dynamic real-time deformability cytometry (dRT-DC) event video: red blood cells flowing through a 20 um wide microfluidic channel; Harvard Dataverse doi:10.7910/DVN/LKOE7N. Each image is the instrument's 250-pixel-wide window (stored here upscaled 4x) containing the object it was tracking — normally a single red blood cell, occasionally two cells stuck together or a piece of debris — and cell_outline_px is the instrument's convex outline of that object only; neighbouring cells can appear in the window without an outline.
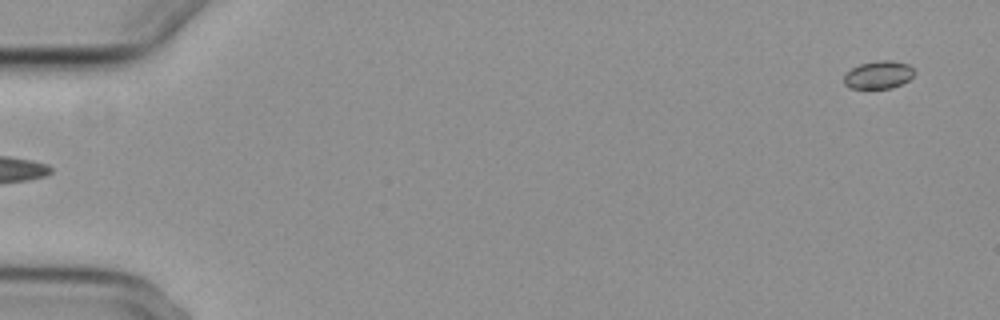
{"species": "common noctule bat (a hibernating species)", "species_latin": "Nyctalus noctula", "temperature_condition": "cold", "stored_images_in_passage": 3, "segment_of_instrument_passage": [2, 2], "camera_frame_rate_fps": 3000, "um_per_image_px": 0.085, "animal": {"sex": "female", "body_mass_g": 29.2, "forearm_length_mm": 56.3}, "frame": {"image": 1, "passage_image": 3, "time_ms": 2.333, "image_size_px": [1000, 320], "cell_outline_px": [[916, 72], [908, 80], [892, 88], [848, 88], [844, 84], [844, 72], [860, 64], [876, 60], [892, 60], [908, 64]], "centroid_in_image_um": [74.65, 6.35], "position_along_channel_um": 10.4, "area_um2": 11.5}}